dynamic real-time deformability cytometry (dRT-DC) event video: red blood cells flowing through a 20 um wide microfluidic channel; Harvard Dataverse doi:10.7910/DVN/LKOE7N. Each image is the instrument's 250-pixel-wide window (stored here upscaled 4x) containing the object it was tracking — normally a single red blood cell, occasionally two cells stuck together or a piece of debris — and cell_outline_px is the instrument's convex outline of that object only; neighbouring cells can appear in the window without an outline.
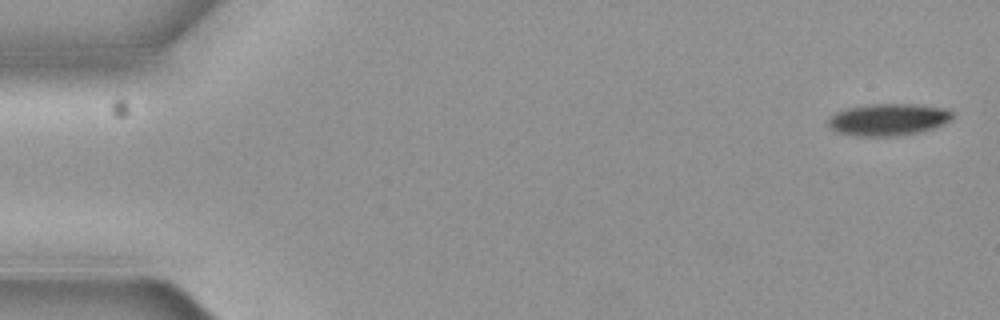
{"species": "common noctule bat (a hibernating species)", "species_latin": "Nyctalus noctula", "temperature_condition": "cold", "stored_images_in_passage": 5, "camera_frame_rate_fps": 3000, "um_per_image_px": 0.085, "animal": {"sex": "female", "body_mass_g": 19.3, "forearm_length_mm": 54.1}, "frame": {"image": 1, "passage_image": 1, "time_ms": 0.0, "image_size_px": [1000, 320], "cell_outline_px": [[952, 116], [944, 124], [920, 132], [896, 136], [860, 136], [836, 132], [828, 124], [828, 120], [836, 112], [848, 108], [872, 104], [912, 104], [944, 108], [952, 112]], "centroid_in_image_um": [75.49, 10.17], "position_along_channel_um": 9.5, "area_um2": 22.83}}
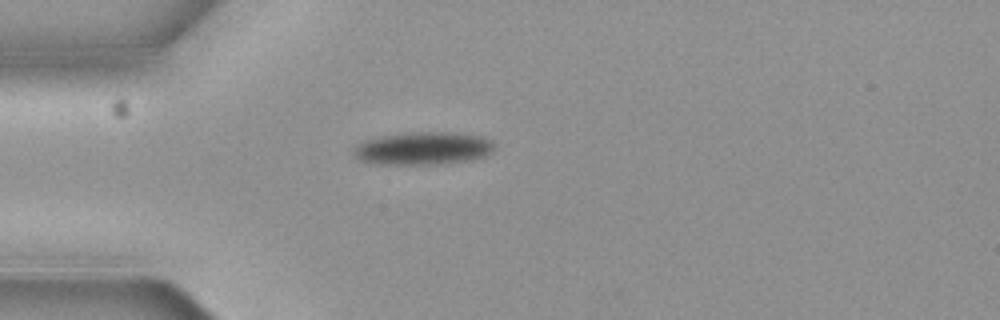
{"frame": {"image": 2, "passage_image": 5, "time_ms": 1.333, "image_size_px": [1000, 320], "cell_outline_px": [[492, 152], [484, 156], [468, 160], [444, 164], [368, 164], [352, 156], [352, 148], [364, 140], [384, 136], [412, 132], [452, 132], [484, 136], [492, 140]], "centroid_in_image_um": [35.92, 12.62], "position_along_channel_um": 49.1, "area_um2": 27.17}}